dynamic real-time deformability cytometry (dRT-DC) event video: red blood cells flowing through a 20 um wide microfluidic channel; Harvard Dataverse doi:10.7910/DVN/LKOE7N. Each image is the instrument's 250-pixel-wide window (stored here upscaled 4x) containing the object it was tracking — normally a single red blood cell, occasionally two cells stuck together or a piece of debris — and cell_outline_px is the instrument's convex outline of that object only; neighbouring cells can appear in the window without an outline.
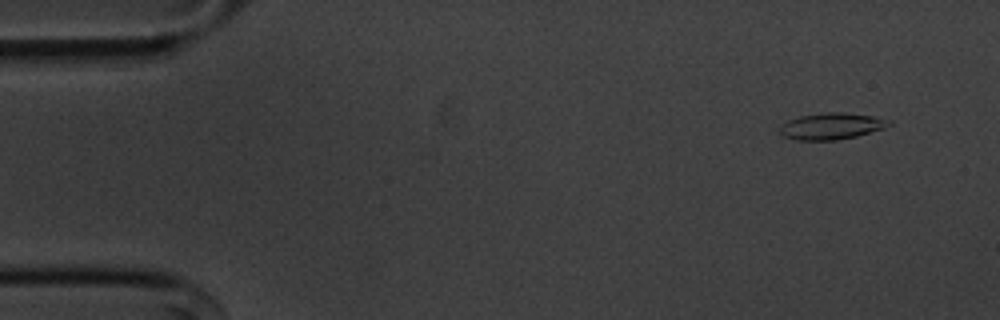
{"species": "common noctule bat (a hibernating species)", "species_latin": "Nyctalus noctula", "temperature_condition": "cold", "stored_images_in_passage": 54, "camera_frame_rate_fps": 3000, "um_per_image_px": 0.085, "animal": {"sex": "male", "body_mass_g": 20.1, "forearm_length_mm": 53.5}, "frame": {"image": 1, "passage_image": 3, "time_ms": 0.667, "image_size_px": [1000, 320], "cell_outline_px": [[892, 124], [884, 128], [856, 136], [836, 140], [796, 140], [784, 136], [780, 132], [780, 128], [788, 120], [800, 116], [828, 112], [844, 112], [872, 116], [892, 120]], "centroid_in_image_um": [70.71, 10.72], "position_along_channel_um": 14.3, "area_um2": 16.7}}
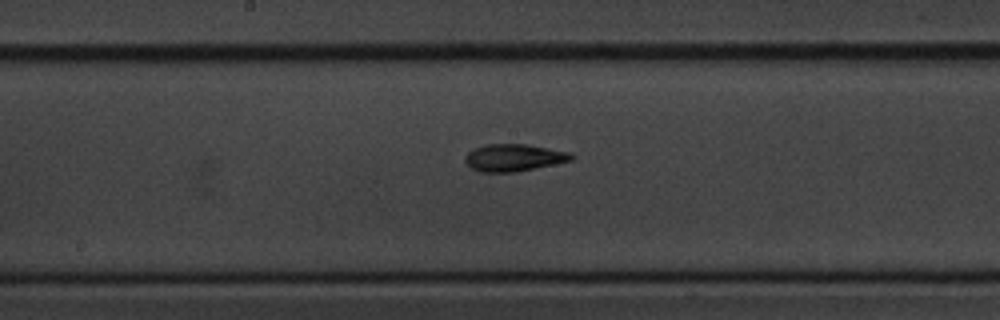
{"frame": {"image": 2, "passage_image": 27, "time_ms": 8.667, "image_size_px": [1000, 320], "cell_outline_px": [[576, 156], [572, 160], [512, 172], [480, 172], [472, 168], [464, 160], [464, 156], [468, 152], [476, 148], [488, 144], [524, 144], [572, 152]], "centroid_in_image_um": [43.68, 13.39], "position_along_channel_um": 204.5, "area_um2": 16.59}}
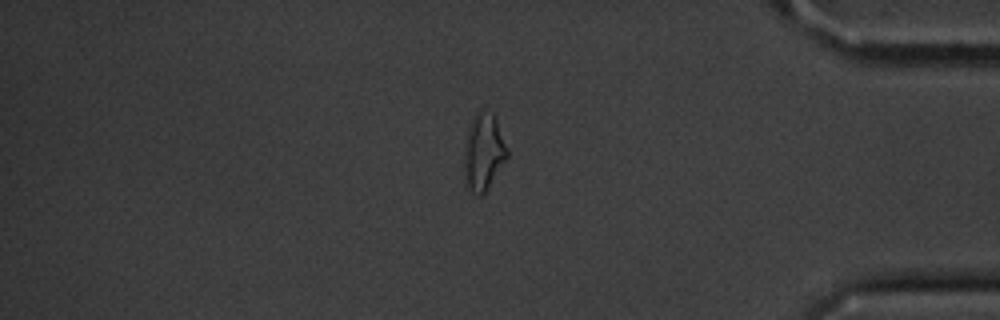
{"frame": {"image": 3, "passage_image": 45, "time_ms": 14.667, "image_size_px": [1000, 320], "cell_outline_px": [[508, 156], [488, 188], [480, 196], [472, 192], [464, 184], [464, 148], [468, 128], [472, 116], [480, 108], [484, 108], [492, 112], [496, 120], [508, 148]], "centroid_in_image_um": [41.08, 12.89], "position_along_channel_um": 394.1, "area_um2": 19.59}, "authors_computed_cell_mechanics": {"area_um2": 16.6464, "velocity_mm_per_s": 3.6417, "shape_relaxation_time_tau1_ms": 8.8337, "shape_relaxation_time_tau2_ms": 3.4612, "deformation_change_tau1": 0.2164, "deformation_change_tau2": 0.1102}}